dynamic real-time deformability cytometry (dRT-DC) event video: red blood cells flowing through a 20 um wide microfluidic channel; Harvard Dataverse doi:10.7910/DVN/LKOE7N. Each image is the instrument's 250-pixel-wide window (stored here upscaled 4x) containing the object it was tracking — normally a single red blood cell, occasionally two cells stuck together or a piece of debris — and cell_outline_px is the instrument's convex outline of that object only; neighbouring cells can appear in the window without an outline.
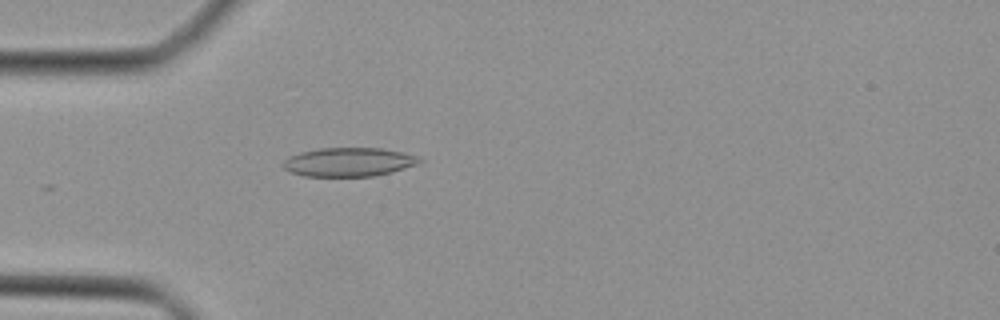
{"species": "Egyptian fruit bat (a non-hibernating species)", "species_latin": "Rousettus aegyptiacus", "temperature_condition": "cold", "stored_images_in_passage": 33, "camera_frame_rate_fps": 3000, "um_per_image_px": 0.085, "animal": {"sex": "female"}, "frame": {"image": 1, "passage_image": 1, "time_ms": 0.0, "image_size_px": [1000, 320], "cell_outline_px": [[424, 160], [420, 164], [392, 172], [372, 176], [304, 176], [292, 172], [284, 168], [284, 160], [288, 156], [300, 152], [320, 148], [380, 148], [404, 152], [420, 156]], "centroid_in_image_um": [29.72, 13.76], "position_along_channel_um": 55.3, "area_um2": 23.06}}
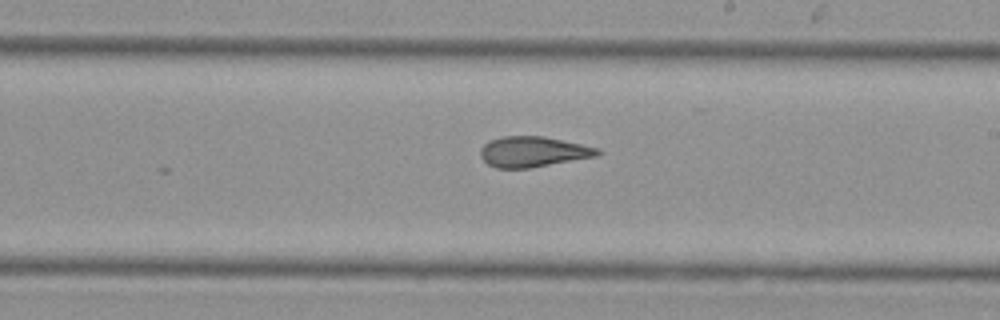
{"frame": {"image": 2, "passage_image": 14, "time_ms": 4.333, "image_size_px": [1000, 320], "cell_outline_px": [[604, 152], [596, 156], [528, 168], [496, 168], [488, 164], [480, 156], [480, 148], [488, 140], [504, 136], [544, 136], [600, 148]], "centroid_in_image_um": [45.3, 12.89], "position_along_channel_um": 243.7, "area_um2": 20.81}}
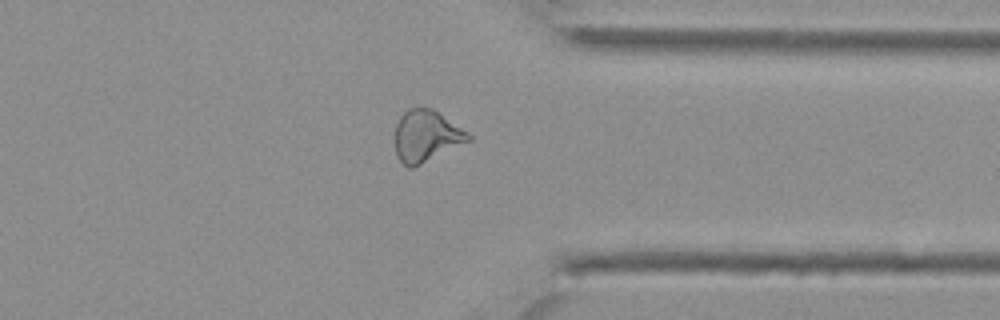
{"frame": {"image": 3, "passage_image": 23, "time_ms": 7.333, "image_size_px": [1000, 320], "cell_outline_px": [[472, 140], [412, 168], [408, 168], [396, 156], [396, 124], [400, 116], [408, 108], [432, 108], [468, 132], [472, 136]], "centroid_in_image_um": [36.24, 11.56], "position_along_channel_um": 375.2, "area_um2": 21.91}}